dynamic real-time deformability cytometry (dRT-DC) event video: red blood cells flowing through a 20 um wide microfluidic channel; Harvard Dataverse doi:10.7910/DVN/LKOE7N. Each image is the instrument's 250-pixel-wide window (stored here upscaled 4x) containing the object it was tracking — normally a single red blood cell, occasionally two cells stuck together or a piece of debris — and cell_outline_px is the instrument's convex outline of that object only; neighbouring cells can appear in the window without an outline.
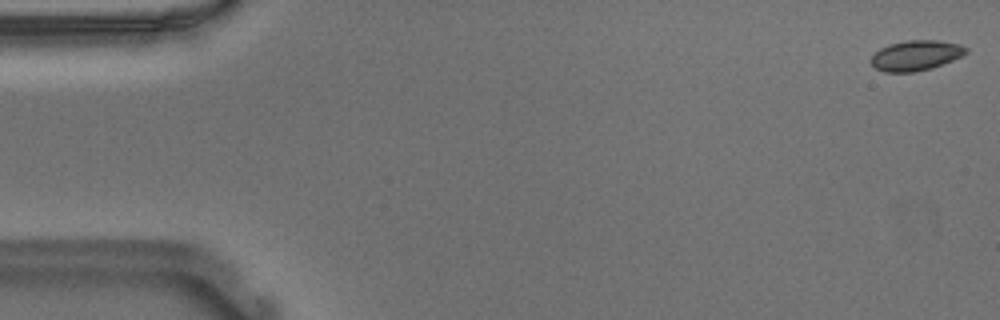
{"species": "Egyptian fruit bat (a non-hibernating species)", "species_latin": "Rousettus aegyptiacus", "temperature_condition": "warm", "stored_images_in_passage": 55, "camera_frame_rate_fps": 3000, "um_per_image_px": 0.085, "animal": {"sex": "male"}, "frame": {"image": 1, "passage_image": 1, "time_ms": 0.0, "image_size_px": [1000, 320], "cell_outline_px": [[968, 52], [952, 60], [932, 68], [912, 72], [884, 72], [876, 68], [872, 64], [872, 56], [880, 48], [888, 44], [908, 40], [936, 40], [960, 44], [968, 48]], "centroid_in_image_um": [77.86, 4.7], "position_along_channel_um": 7.1, "area_um2": 16.59}}
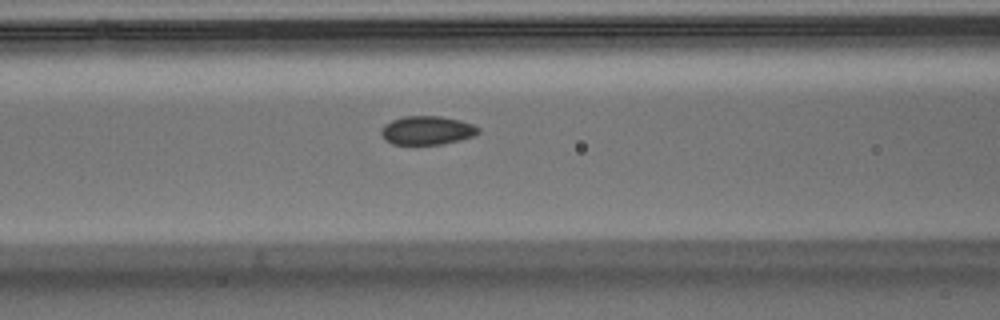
{"frame": {"image": 2, "passage_image": 22, "time_ms": 7.0, "image_size_px": [1000, 320], "cell_outline_px": [[480, 132], [476, 136], [444, 144], [392, 144], [384, 140], [380, 132], [384, 124], [392, 120], [404, 116], [440, 116], [460, 120], [472, 124], [480, 128]], "centroid_in_image_um": [36.31, 11.08], "position_along_channel_um": 130.3, "area_um2": 16.42}}
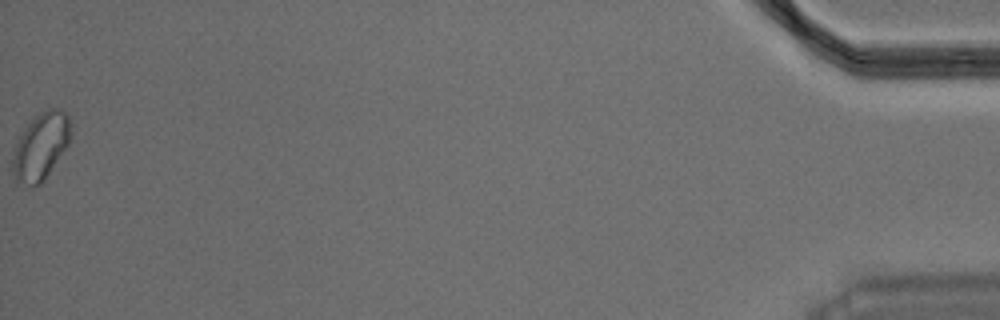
{"frame": {"image": 3, "passage_image": 55, "time_ms": 18.0, "image_size_px": [1000, 320], "cell_outline_px": [[72, 132], [68, 144], [44, 180], [40, 184], [32, 184], [16, 180], [12, 176], [12, 156], [16, 140], [24, 128], [40, 112], [48, 108], [60, 108], [68, 116]], "centroid_in_image_um": [3.46, 12.4], "position_along_channel_um": 431.7, "area_um2": 22.48}, "authors_computed_cell_mechanics": {"area_um2": 16.6464, "velocity_mm_per_s": 3.6606, "shape_relaxation_time_tau1_ms": null, "shape_relaxation_time_tau2_ms": 2.2808, "deformation_change_tau1": null, "deformation_change_tau2": 0.0312}}